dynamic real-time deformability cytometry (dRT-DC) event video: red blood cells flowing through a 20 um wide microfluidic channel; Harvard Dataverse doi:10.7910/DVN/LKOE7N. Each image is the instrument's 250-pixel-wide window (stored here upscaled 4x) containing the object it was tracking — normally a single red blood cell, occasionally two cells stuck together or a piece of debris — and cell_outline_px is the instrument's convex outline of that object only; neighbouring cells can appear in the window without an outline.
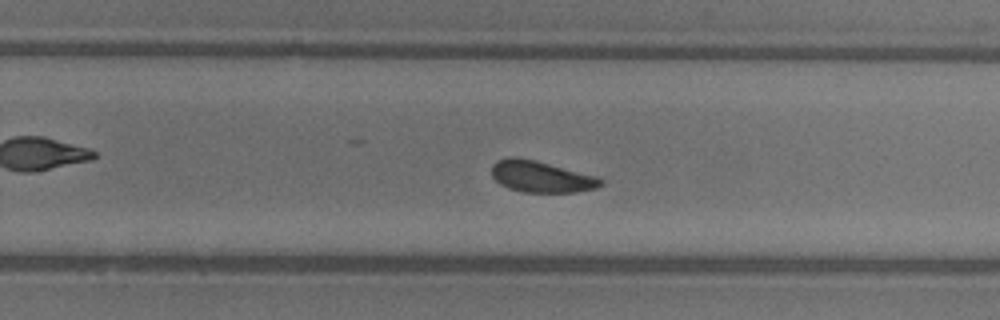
{"species": "common noctule bat (a hibernating species)", "species_latin": "Nyctalus noctula", "temperature_condition": "warm", "stored_images_in_passage": 43, "camera_frame_rate_fps": 3000, "um_per_image_px": 0.085, "animal": {"sex": "female"}, "frame": {"image": 1, "passage_image": 25, "time_ms": 8.0, "image_size_px": [1000, 320], "cell_outline_px": [[604, 184], [596, 188], [576, 192], [524, 192], [508, 188], [500, 184], [492, 176], [492, 164], [496, 160], [508, 156], [516, 156], [536, 160], [596, 176], [604, 180]], "centroid_in_image_um": [45.98, 15.0], "position_along_channel_um": 283.8, "area_um2": 20.11}, "authors_computed_cell_mechanics": {"area_um2": 20.4612, "velocity_mm_per_s": 4.3483, "shape_relaxation_time_tau1_ms": 1.9555, "shape_relaxation_time_tau2_ms": 6.3923, "deformation_change_tau1": 0.0804, "deformation_change_tau2": 0.1136}}